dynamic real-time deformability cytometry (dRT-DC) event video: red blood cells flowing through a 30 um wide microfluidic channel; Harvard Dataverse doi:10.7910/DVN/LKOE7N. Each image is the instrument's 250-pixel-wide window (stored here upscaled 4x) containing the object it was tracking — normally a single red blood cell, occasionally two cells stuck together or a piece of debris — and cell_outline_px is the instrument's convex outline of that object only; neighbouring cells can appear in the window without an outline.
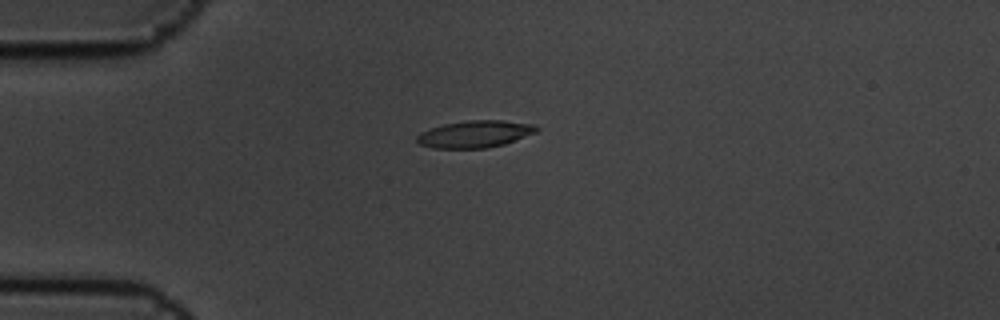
{"species": "common noctule bat (a hibernating species)", "species_latin": "Nyctalus noctula", "temperature_condition": "cold", "stored_images_in_passage": 8, "camera_frame_rate_fps": 3000, "um_per_image_px": 0.085, "animal": {"sex": "male", "body_mass_g": 19.5, "forearm_length_mm": 54.6}, "frame": {"image": 1, "passage_image": 5, "time_ms": 1.333, "image_size_px": [1000, 320], "cell_outline_px": [[540, 128], [536, 132], [504, 144], [488, 148], [432, 148], [420, 144], [416, 140], [416, 136], [420, 132], [444, 124], [468, 120], [504, 120], [536, 124]], "centroid_in_image_um": [40.39, 11.39], "position_along_channel_um": 44.6, "area_um2": 18.9}}
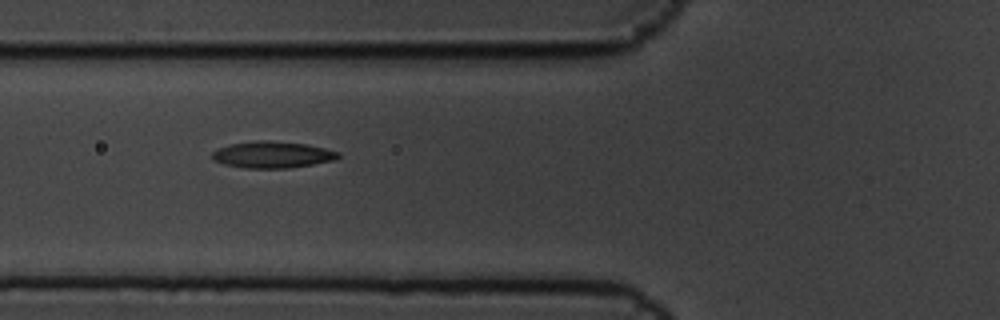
{"frame": {"image": 2, "passage_image": 7, "time_ms": 2.0, "image_size_px": [1000, 320], "cell_outline_px": [[340, 156], [336, 160], [288, 168], [244, 168], [224, 164], [212, 160], [212, 152], [216, 148], [228, 144], [256, 140], [268, 140], [308, 144], [340, 152]], "centroid_in_image_um": [23.13, 13.14], "position_along_channel_um": 102.7, "area_um2": 19.77}}
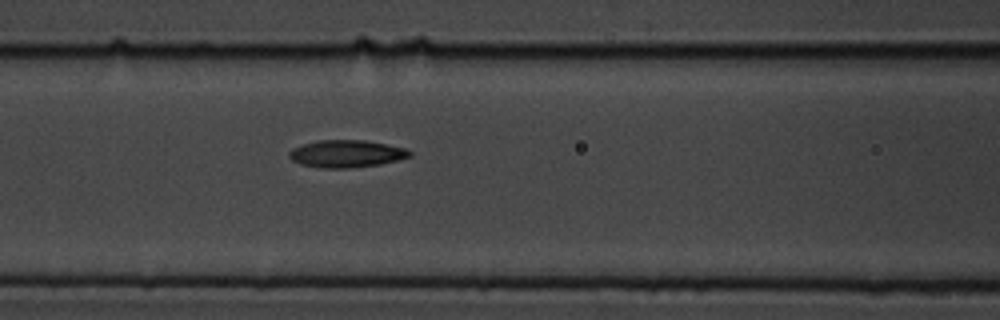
{"frame": {"image": 3, "passage_image": 8, "time_ms": 2.333, "image_size_px": [1000, 320], "cell_outline_px": [[412, 156], [380, 164], [348, 168], [320, 168], [300, 164], [292, 160], [288, 156], [288, 152], [292, 148], [316, 140], [364, 140], [404, 148], [412, 152]], "centroid_in_image_um": [29.4, 13.07], "position_along_channel_um": 137.2, "area_um2": 19.13}}